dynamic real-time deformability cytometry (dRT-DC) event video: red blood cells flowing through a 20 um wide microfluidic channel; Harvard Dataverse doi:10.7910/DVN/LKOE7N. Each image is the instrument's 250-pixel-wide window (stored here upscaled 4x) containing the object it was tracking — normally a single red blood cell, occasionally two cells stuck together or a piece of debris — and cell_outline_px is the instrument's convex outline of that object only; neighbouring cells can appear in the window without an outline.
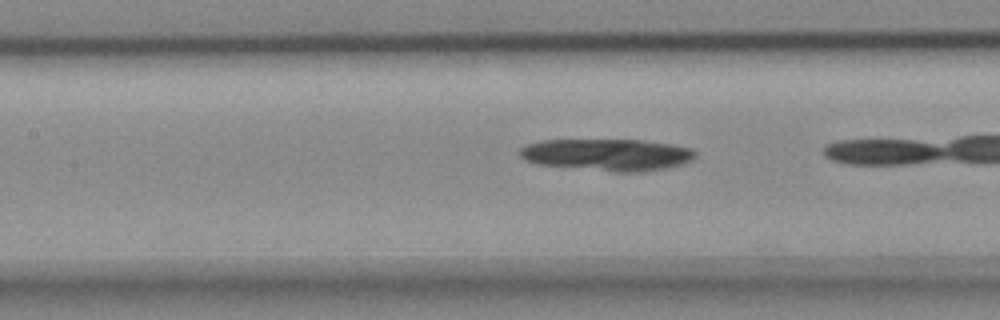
{"species": "common noctule bat (a hibernating species)", "species_latin": "Nyctalus noctula", "temperature_condition": "cold", "stored_images_in_passage": 25, "camera_frame_rate_fps": 3000, "um_per_image_px": 0.085, "animal": {"sex": "female", "body_mass_g": 18.4}, "frame": {"image": 1, "passage_image": 8, "time_ms": 2.333, "image_size_px": [1000, 320], "cell_outline_px": [[696, 156], [692, 160], [680, 164], [664, 168], [636, 172], [616, 172], [536, 164], [524, 160], [516, 152], [524, 144], [540, 140], [644, 140], [672, 144], [692, 148], [696, 152]], "centroid_in_image_um": [51.55, 13.14], "position_along_channel_um": 155.8, "area_um2": 32.89}}
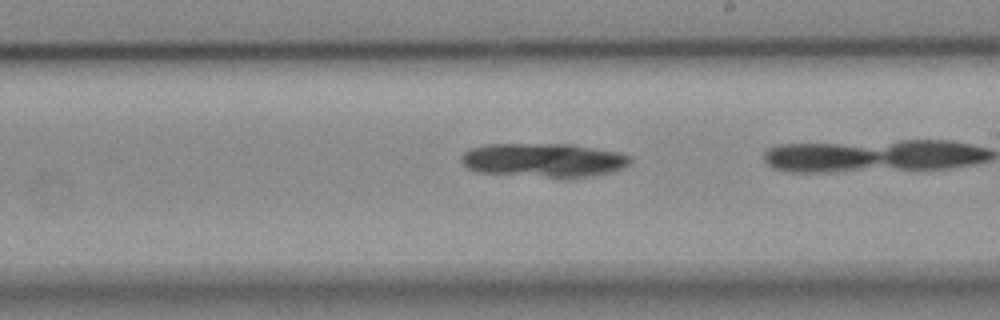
{"frame": {"image": 2, "passage_image": 15, "time_ms": 4.667, "image_size_px": [1000, 320], "cell_outline_px": [[632, 160], [628, 164], [612, 172], [584, 176], [548, 176], [480, 172], [468, 168], [460, 160], [460, 156], [468, 148], [488, 144], [572, 144], [616, 152], [628, 156]], "centroid_in_image_um": [46.15, 13.58], "position_along_channel_um": 242.9, "area_um2": 32.54}}
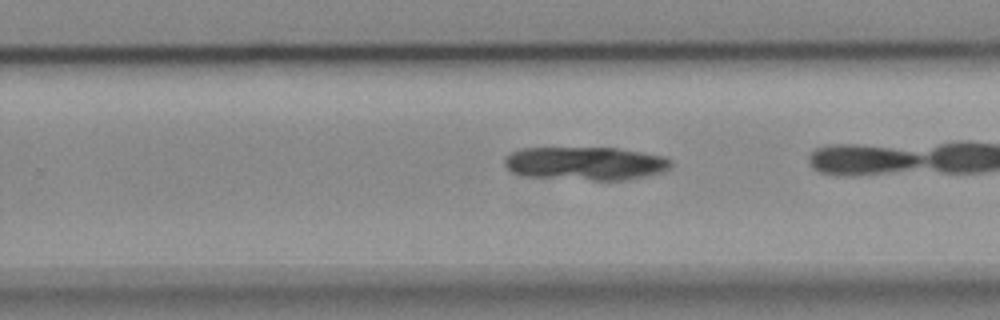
{"frame": {"image": 3, "passage_image": 18, "time_ms": 5.667, "image_size_px": [1000, 320], "cell_outline_px": [[672, 164], [668, 168], [660, 172], [624, 180], [596, 180], [528, 176], [512, 172], [504, 164], [504, 156], [508, 152], [520, 148], [616, 148], [664, 156], [672, 160]], "centroid_in_image_um": [49.71, 13.88], "position_along_channel_um": 280.1, "area_um2": 32.14}}